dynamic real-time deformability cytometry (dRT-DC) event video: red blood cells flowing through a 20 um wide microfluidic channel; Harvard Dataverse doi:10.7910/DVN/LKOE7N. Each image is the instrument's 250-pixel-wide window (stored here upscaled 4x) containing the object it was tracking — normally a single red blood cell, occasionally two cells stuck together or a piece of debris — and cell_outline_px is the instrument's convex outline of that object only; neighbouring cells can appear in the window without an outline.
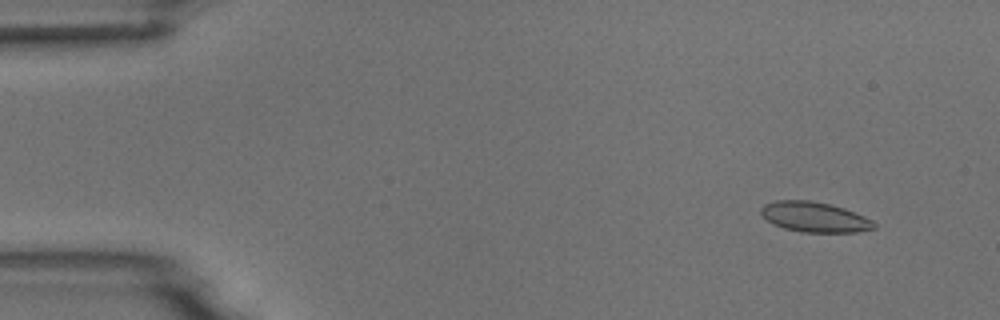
{"species": "common noctule bat (a hibernating species)", "species_latin": "Nyctalus noctula", "temperature_condition": "room temperature", "stored_images_in_passage": 55, "camera_frame_rate_fps": 3000, "um_per_image_px": 0.085, "animal": {"sex": "male", "body_mass_g": 18.8}, "frame": {"image": 1, "passage_image": 5, "time_ms": 1.333, "image_size_px": [1000, 320], "cell_outline_px": [[876, 228], [856, 232], [800, 232], [784, 228], [772, 224], [760, 212], [760, 208], [764, 204], [776, 200], [812, 200], [832, 204], [844, 208], [864, 216], [872, 220], [876, 224]], "centroid_in_image_um": [69.23, 18.44], "position_along_channel_um": 15.8, "area_um2": 20.0}}
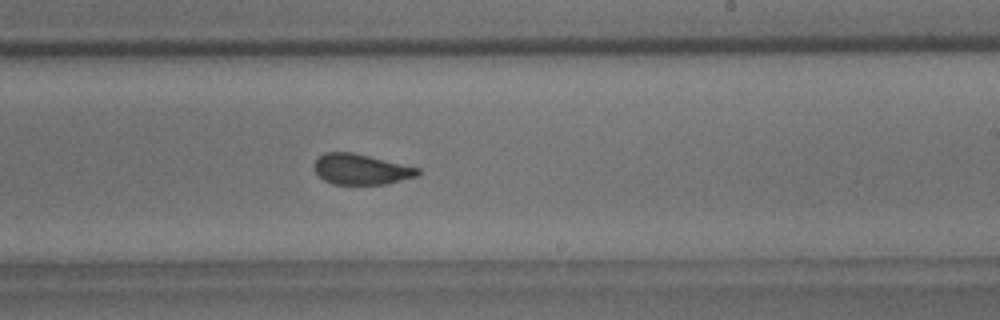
{"frame": {"image": 2, "passage_image": 33, "time_ms": 10.667, "image_size_px": [1000, 320], "cell_outline_px": [[420, 176], [388, 184], [332, 184], [324, 180], [316, 172], [312, 164], [324, 152], [352, 152], [420, 168]], "centroid_in_image_um": [30.71, 14.4], "position_along_channel_um": 258.3, "area_um2": 18.55}}
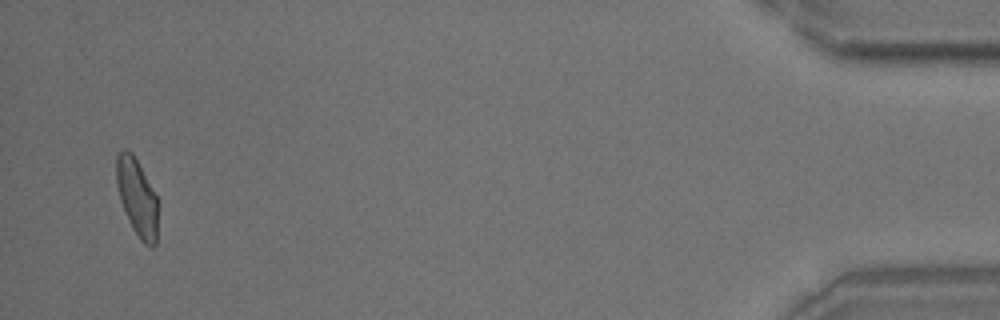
{"frame": {"image": 3, "passage_image": 53, "time_ms": 17.333, "image_size_px": [1000, 320], "cell_outline_px": [[156, 244], [152, 248], [144, 244], [140, 240], [132, 228], [128, 220], [120, 200], [116, 184], [116, 156], [124, 148], [132, 152], [156, 196]], "centroid_in_image_um": [11.61, 16.78], "position_along_channel_um": 423.6, "area_um2": 18.38}, "authors_computed_cell_mechanics": {"area_um2": 19.4786, "velocity_mm_per_s": 3.7121, "shape_relaxation_time_tau1_ms": 7.58, "shape_relaxation_time_tau2_ms": 1.0261, "deformation_change_tau1": 0.1496, "deformation_change_tau2": 0.0505}}